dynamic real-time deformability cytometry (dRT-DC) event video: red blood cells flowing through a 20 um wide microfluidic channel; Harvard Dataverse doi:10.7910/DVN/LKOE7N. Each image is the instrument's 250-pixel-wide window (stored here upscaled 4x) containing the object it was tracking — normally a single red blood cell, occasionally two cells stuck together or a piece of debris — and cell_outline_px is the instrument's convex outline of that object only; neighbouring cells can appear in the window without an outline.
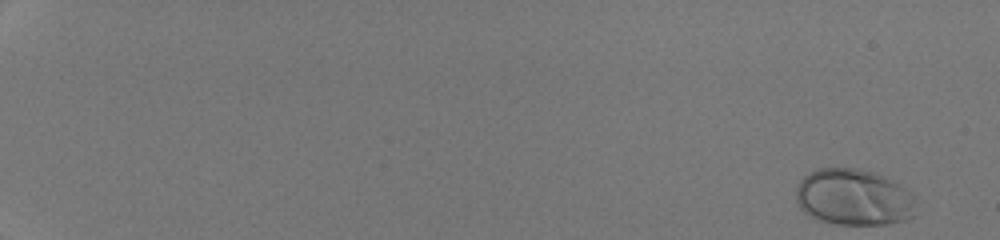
{"species": "human", "species_latin": "Homo sapiens", "temperature_condition": "room temperature", "stored_images_in_passage": 48, "camera_frame_rate_fps": 3000, "um_per_image_px": 0.085, "donor": {"sex": "male"}, "frame": {"image": 1, "passage_image": 1, "time_ms": 0.0, "image_size_px": [1000, 240], "cell_outline_px": [[912, 216], [904, 220], [888, 224], [840, 224], [820, 220], [808, 216], [800, 208], [796, 200], [796, 184], [808, 172], [816, 168], [856, 168], [876, 172], [900, 184], [912, 192]], "centroid_in_image_um": [72.5, 16.74], "position_along_channel_um": 12.5, "area_um2": 39.54}}
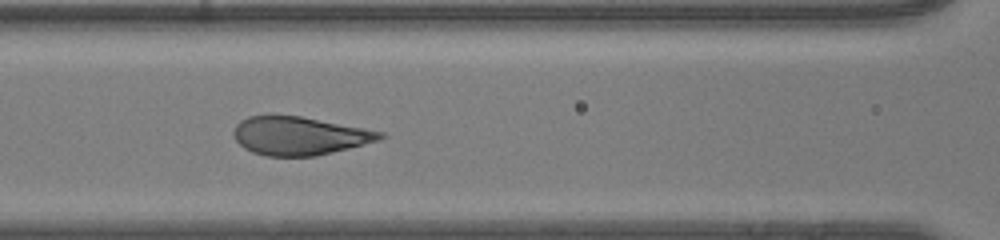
{"frame": {"image": 2, "passage_image": 26, "time_ms": 8.333, "image_size_px": [1000, 240], "cell_outline_px": [[388, 136], [380, 140], [316, 156], [264, 156], [252, 152], [244, 148], [232, 136], [232, 132], [236, 124], [240, 120], [248, 116], [300, 116], [364, 128], [384, 132]], "centroid_in_image_um": [25.43, 11.55], "position_along_channel_um": 141.2, "area_um2": 32.66}}
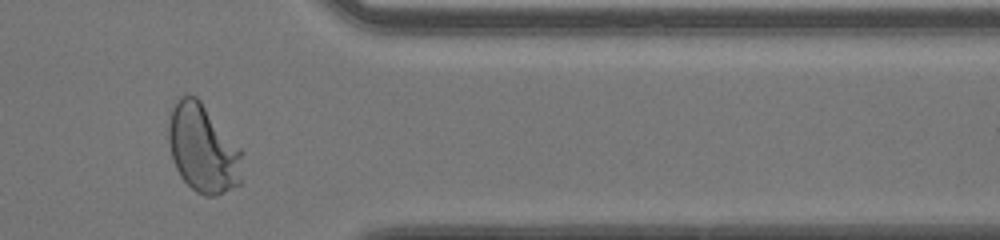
{"frame": {"image": 3, "passage_image": 44, "time_ms": 14.333, "image_size_px": [1000, 240], "cell_outline_px": [[244, 152], [240, 184], [216, 196], [204, 196], [196, 192], [180, 176], [172, 160], [168, 144], [168, 116], [172, 100], [188, 92], [196, 96], [200, 100]], "centroid_in_image_um": [17.22, 12.57], "position_along_channel_um": 394.2, "area_um2": 38.84}, "authors_computed_cell_mechanics": {"area_um2": 34.391, "velocity_mm_per_s": 4.3038, "shape_relaxation_time_tau1_ms": 2.6693, "shape_relaxation_time_tau2_ms": null, "deformation_change_tau1": 0.1734, "deformation_change_tau2": null}}